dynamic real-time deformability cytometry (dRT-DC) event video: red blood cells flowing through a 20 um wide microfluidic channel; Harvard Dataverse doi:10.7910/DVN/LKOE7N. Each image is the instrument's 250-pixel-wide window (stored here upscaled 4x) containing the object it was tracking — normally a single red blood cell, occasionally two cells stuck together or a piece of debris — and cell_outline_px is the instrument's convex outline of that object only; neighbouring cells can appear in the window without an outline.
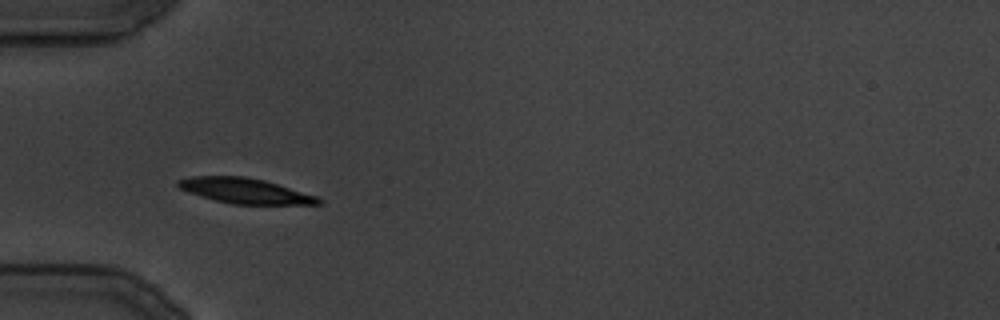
{"species": "common noctule bat (a hibernating species)", "species_latin": "Nyctalus noctula", "temperature_condition": "cold", "stored_images_in_passage": 21, "camera_frame_rate_fps": 3000, "um_per_image_px": 0.085, "animal": {"sex": "male", "body_mass_g": 19.5, "forearm_length_mm": 54.6}, "frame": {"image": 1, "passage_image": 7, "time_ms": 7.0, "image_size_px": [1000, 320], "cell_outline_px": [[324, 200], [320, 204], [232, 204], [216, 200], [188, 192], [180, 188], [176, 184], [176, 180], [192, 176], [244, 176], [264, 180], [320, 196]], "centroid_in_image_um": [20.88, 16.21], "position_along_channel_um": 64.1, "area_um2": 20.69}}
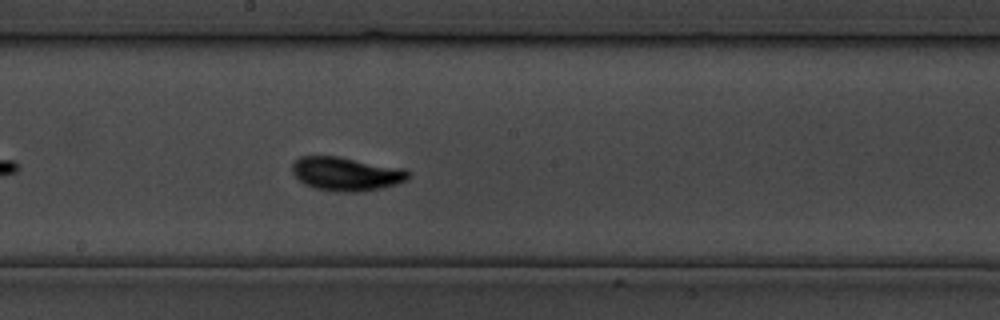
{"frame": {"image": 2, "passage_image": 15, "time_ms": 17.0, "image_size_px": [1000, 320], "cell_outline_px": [[412, 176], [408, 180], [396, 184], [380, 188], [360, 192], [340, 192], [316, 188], [304, 184], [292, 172], [292, 164], [300, 156], [340, 156], [404, 168]], "centroid_in_image_um": [29.46, 14.77], "position_along_channel_um": 218.7, "area_um2": 22.95}}